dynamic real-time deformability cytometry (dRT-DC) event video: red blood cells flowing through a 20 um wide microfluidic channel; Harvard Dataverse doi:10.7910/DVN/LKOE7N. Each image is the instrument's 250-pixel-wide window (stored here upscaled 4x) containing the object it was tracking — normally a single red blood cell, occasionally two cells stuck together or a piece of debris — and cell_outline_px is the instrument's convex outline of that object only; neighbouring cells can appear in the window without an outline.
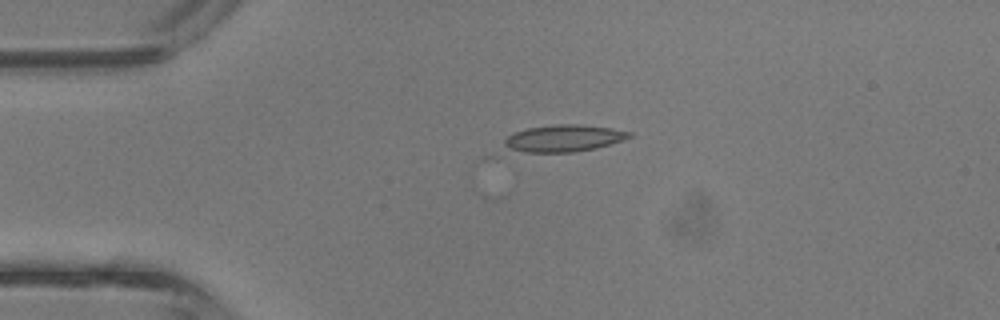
{"species": "common noctule bat (a hibernating species)", "species_latin": "Nyctalus noctula", "temperature_condition": "room temperature", "stored_images_in_passage": 3, "camera_frame_rate_fps": 3000, "um_per_image_px": 0.085, "animal": {"sex": "male", "body_mass_g": 13.3}, "frame": {"image": 1, "passage_image": 1, "time_ms": 0.0, "image_size_px": [1000, 320], "cell_outline_px": [[632, 136], [624, 140], [596, 148], [572, 152], [524, 152], [512, 148], [504, 144], [504, 140], [512, 132], [528, 128], [556, 124], [580, 124], [612, 128], [632, 132]], "centroid_in_image_um": [47.96, 11.74], "position_along_channel_um": 37.0, "area_um2": 19.48}}